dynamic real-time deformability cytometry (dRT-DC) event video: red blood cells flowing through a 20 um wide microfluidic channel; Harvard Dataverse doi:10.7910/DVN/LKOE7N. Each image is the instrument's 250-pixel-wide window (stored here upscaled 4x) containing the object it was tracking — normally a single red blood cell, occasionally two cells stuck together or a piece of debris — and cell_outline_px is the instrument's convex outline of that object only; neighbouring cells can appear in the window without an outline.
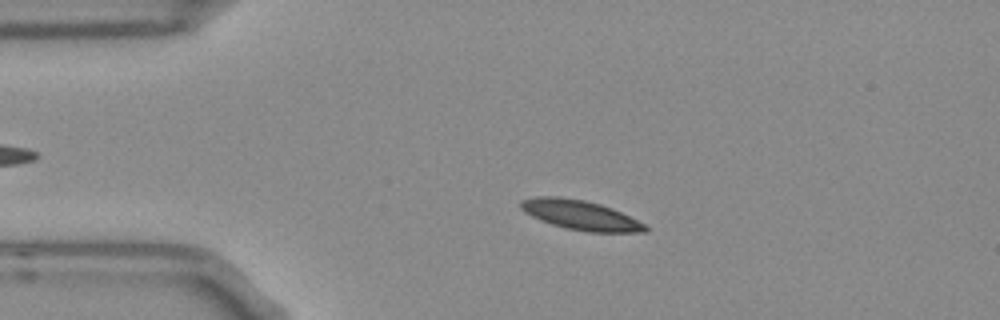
{"species": "Egyptian fruit bat (a non-hibernating species)", "species_latin": "Rousettus aegyptiacus", "temperature_condition": "room temperature", "stored_images_in_passage": 54, "camera_frame_rate_fps": 3000, "um_per_image_px": 0.085, "frame": {"image": 1, "passage_image": 11, "time_ms": 3.333, "image_size_px": [1000, 320], "cell_outline_px": [[648, 232], [588, 232], [564, 228], [540, 220], [524, 212], [520, 208], [520, 200], [536, 196], [556, 196], [584, 200], [600, 204], [612, 208], [644, 224], [648, 228]], "centroid_in_image_um": [49.29, 18.28], "position_along_channel_um": 35.7, "area_um2": 21.39}}
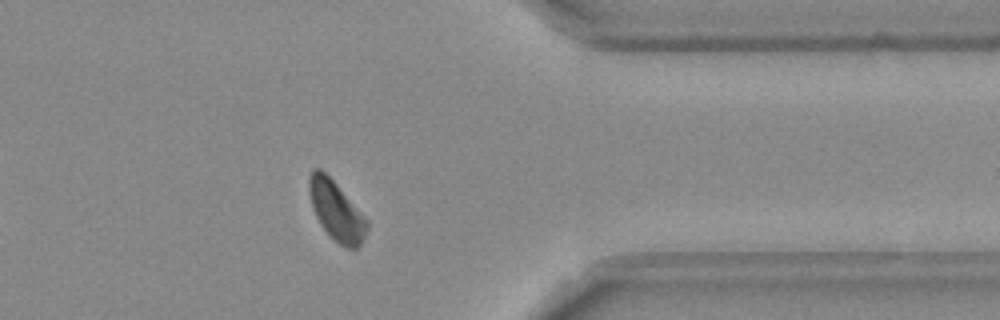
{"frame": {"image": 2, "passage_image": 43, "time_ms": 14.0, "image_size_px": [1000, 320], "cell_outline_px": [[368, 228], [364, 240], [356, 248], [348, 248], [340, 244], [320, 224], [312, 208], [308, 188], [308, 176], [312, 168], [320, 168], [336, 184], [368, 220]], "centroid_in_image_um": [28.57, 17.89], "position_along_channel_um": 382.8, "area_um2": 19.71}}
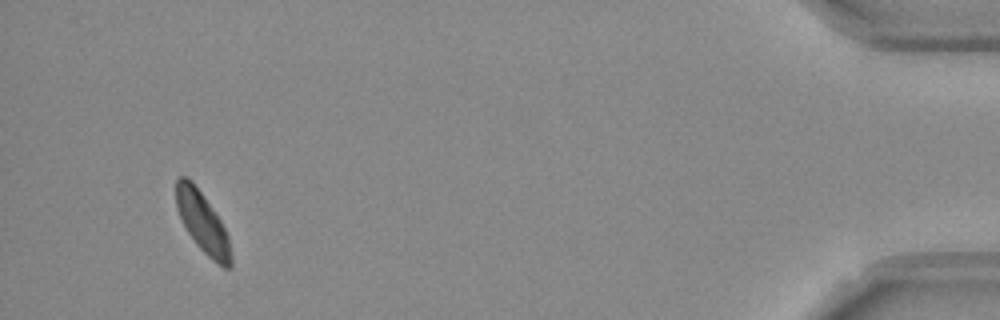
{"frame": {"image": 3, "passage_image": 51, "time_ms": 16.667, "image_size_px": [1000, 320], "cell_outline_px": [[232, 268], [224, 268], [212, 260], [196, 244], [188, 232], [176, 208], [176, 176], [188, 176], [192, 180], [220, 220], [228, 236], [232, 256]], "centroid_in_image_um": [17.22, 18.91], "position_along_channel_um": 418.0, "area_um2": 19.19}, "authors_computed_cell_mechanics": {"area_um2": 20.519, "velocity_mm_per_s": 3.7127, "shape_relaxation_time_tau1_ms": 2.3277, "shape_relaxation_time_tau2_ms": 2.3676, "deformation_change_tau1": 0.1067, "deformation_change_tau2": 0.0726}}